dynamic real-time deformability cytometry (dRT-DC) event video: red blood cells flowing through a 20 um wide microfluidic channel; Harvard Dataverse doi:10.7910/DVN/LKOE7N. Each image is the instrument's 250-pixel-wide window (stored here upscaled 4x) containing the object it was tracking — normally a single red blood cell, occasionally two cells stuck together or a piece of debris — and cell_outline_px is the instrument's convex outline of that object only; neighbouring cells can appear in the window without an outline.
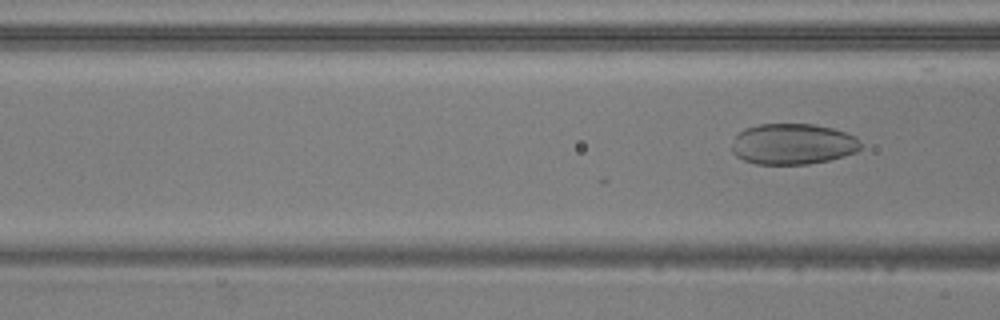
{"species": "common noctule bat (a hibernating species)", "species_latin": "Nyctalus noctula", "temperature_condition": "warm", "stored_images_in_passage": 20, "camera_frame_rate_fps": 3000, "um_per_image_px": 0.085, "animal": {"sex": "male", "body_mass_g": 20.5, "forearm_length_mm": 52.5}, "frame": {"image": 1, "passage_image": 20, "time_ms": 6.333, "image_size_px": [1000, 320], "cell_outline_px": [[864, 148], [856, 152], [844, 156], [828, 160], [808, 164], [756, 164], [744, 160], [736, 156], [732, 152], [732, 144], [736, 136], [744, 128], [760, 124], [812, 124], [832, 128], [856, 136], [864, 144]], "centroid_in_image_um": [67.43, 12.24], "position_along_channel_um": 99.2, "area_um2": 30.92}}